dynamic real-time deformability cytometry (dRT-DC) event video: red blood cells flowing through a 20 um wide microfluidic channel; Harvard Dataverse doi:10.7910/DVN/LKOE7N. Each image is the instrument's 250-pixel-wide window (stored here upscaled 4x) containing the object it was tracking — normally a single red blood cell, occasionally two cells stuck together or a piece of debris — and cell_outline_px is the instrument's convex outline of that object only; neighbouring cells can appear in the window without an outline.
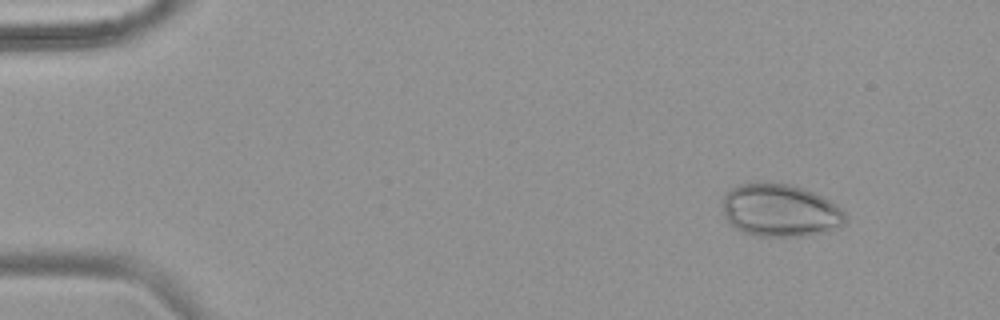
{"species": "common noctule bat (a hibernating species)", "species_latin": "Nyctalus noctula", "temperature_condition": "warm", "stored_images_in_passage": 51, "camera_frame_rate_fps": 3000, "um_per_image_px": 0.085, "animal": {"sex": "female", "body_mass_g": 18.4}, "frame": {"image": 1, "passage_image": 3, "time_ms": 0.667, "image_size_px": [1000, 320], "cell_outline_px": [[848, 224], [840, 228], [808, 236], [756, 236], [744, 232], [728, 224], [724, 216], [724, 192], [740, 184], [792, 184], [804, 188], [836, 204], [844, 212]], "centroid_in_image_um": [66.34, 17.92], "position_along_channel_um": 18.7, "area_um2": 37.74}}
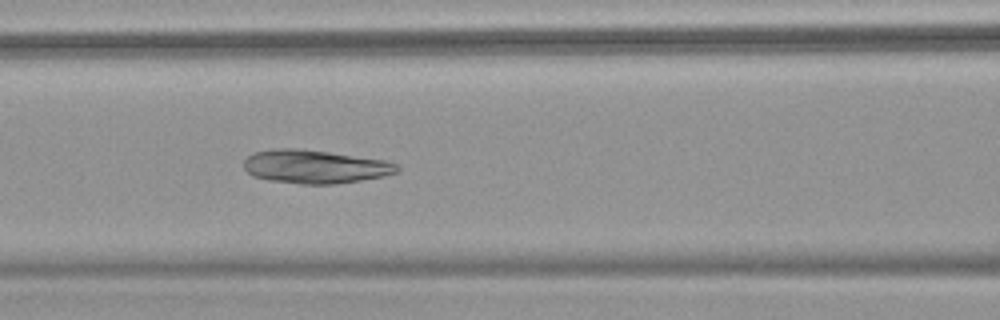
{"frame": {"image": 2, "passage_image": 21, "time_ms": 6.667, "image_size_px": [1000, 320], "cell_outline_px": [[400, 168], [396, 172], [384, 176], [360, 180], [332, 184], [300, 184], [268, 180], [252, 176], [244, 168], [244, 160], [252, 152], [272, 148], [296, 148], [328, 152], [388, 160], [400, 164]], "centroid_in_image_um": [26.76, 14.15], "position_along_channel_um": 139.8, "area_um2": 30.11}}
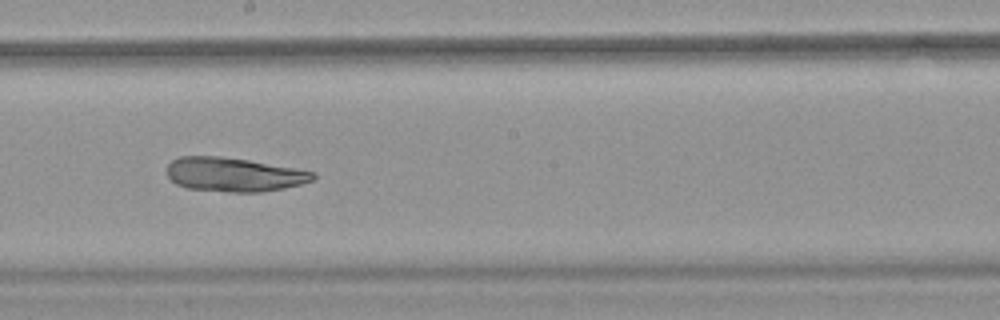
{"frame": {"image": 3, "passage_image": 28, "time_ms": 9.0, "image_size_px": [1000, 320], "cell_outline_px": [[316, 176], [312, 180], [300, 184], [284, 188], [260, 192], [228, 192], [188, 188], [176, 184], [168, 176], [168, 164], [172, 160], [180, 156], [220, 156], [248, 160], [296, 168], [316, 172]], "centroid_in_image_um": [19.89, 14.83], "position_along_channel_um": 228.3, "area_um2": 28.9}}